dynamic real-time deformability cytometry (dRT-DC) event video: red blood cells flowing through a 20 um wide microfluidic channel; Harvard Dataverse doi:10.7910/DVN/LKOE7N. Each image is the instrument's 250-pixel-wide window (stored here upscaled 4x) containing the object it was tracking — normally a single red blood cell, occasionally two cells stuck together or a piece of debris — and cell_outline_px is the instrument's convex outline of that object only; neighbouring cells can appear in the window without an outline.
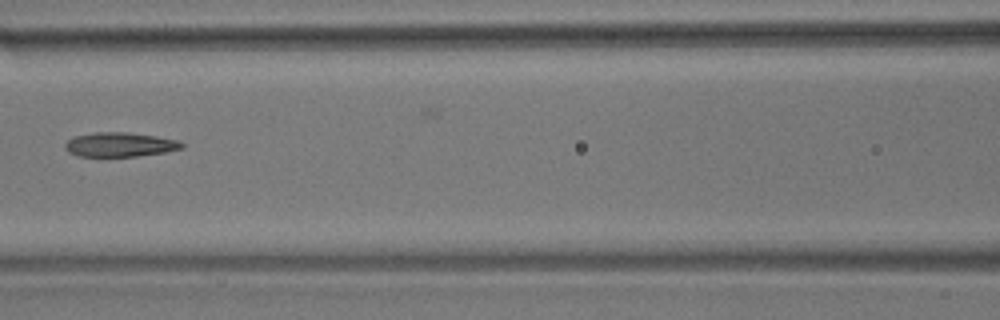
{"species": "common noctule bat (a hibernating species)", "species_latin": "Nyctalus noctula", "temperature_condition": "room temperature", "stored_images_in_passage": 7, "camera_frame_rate_fps": 3000, "um_per_image_px": 0.085, "animal": {"sex": "male", "body_mass_g": 17.9}, "frame": {"image": 1, "passage_image": 6, "time_ms": 1.667, "image_size_px": [1000, 320], "cell_outline_px": [[184, 148], [164, 152], [136, 156], [76, 156], [68, 152], [64, 148], [64, 144], [72, 136], [96, 132], [128, 132], [156, 136], [176, 140], [184, 144]], "centroid_in_image_um": [10.14, 12.28], "position_along_channel_um": 156.5, "area_um2": 16.59}}